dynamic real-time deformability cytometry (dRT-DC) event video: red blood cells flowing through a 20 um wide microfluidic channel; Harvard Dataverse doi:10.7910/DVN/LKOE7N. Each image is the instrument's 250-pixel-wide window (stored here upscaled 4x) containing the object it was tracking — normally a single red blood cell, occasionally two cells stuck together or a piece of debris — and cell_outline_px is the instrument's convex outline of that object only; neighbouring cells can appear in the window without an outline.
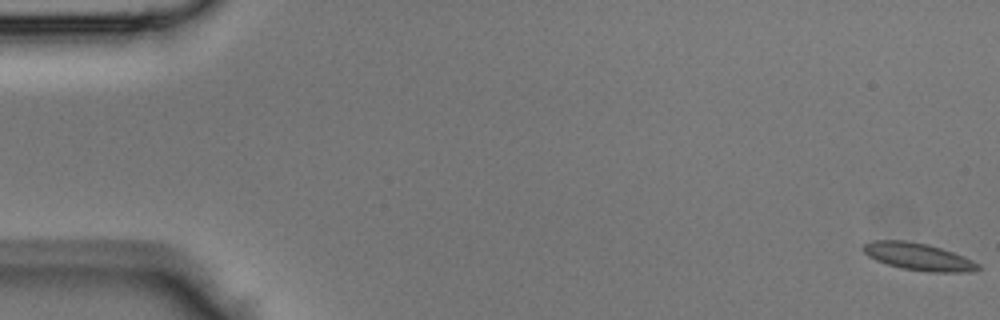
{"species": "Egyptian fruit bat (a non-hibernating species)", "species_latin": "Rousettus aegyptiacus", "temperature_condition": "room temperature", "stored_images_in_passage": 7, "camera_frame_rate_fps": 3000, "um_per_image_px": 0.085, "animal": {"sex": "male"}, "frame": {"image": 1, "passage_image": 1, "time_ms": 0.0, "image_size_px": [1000, 320], "cell_outline_px": [[980, 268], [972, 272], [932, 272], [904, 268], [888, 264], [876, 260], [868, 256], [860, 248], [864, 244], [872, 240], [904, 240], [928, 244], [964, 256], [980, 264]], "centroid_in_image_um": [78.05, 21.8], "position_along_channel_um": 6.9, "area_um2": 18.15}}